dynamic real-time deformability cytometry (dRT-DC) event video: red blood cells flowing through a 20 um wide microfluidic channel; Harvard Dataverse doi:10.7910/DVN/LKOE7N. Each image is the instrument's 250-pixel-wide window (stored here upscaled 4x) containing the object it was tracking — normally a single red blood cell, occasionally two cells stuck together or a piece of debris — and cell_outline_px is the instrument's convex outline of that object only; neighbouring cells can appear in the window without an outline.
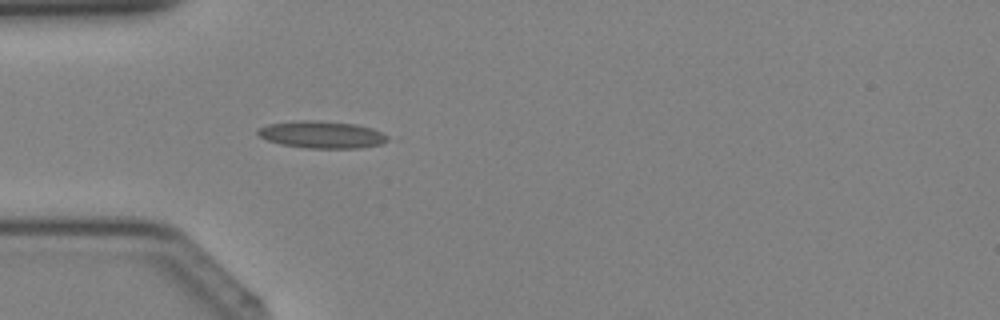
{"species": "Egyptian fruit bat (a non-hibernating species)", "species_latin": "Rousettus aegyptiacus", "temperature_condition": "cold", "stored_images_in_passage": 28, "camera_frame_rate_fps": 3000, "um_per_image_px": 0.085, "animal": {"sex": "female"}, "frame": {"image": 1, "passage_image": 1, "time_ms": 0.0, "image_size_px": [1000, 320], "cell_outline_px": [[388, 140], [380, 144], [360, 148], [308, 148], [284, 144], [268, 140], [260, 136], [256, 132], [256, 128], [268, 124], [296, 120], [316, 120], [356, 124], [372, 128], [388, 136]], "centroid_in_image_um": [27.34, 11.43], "position_along_channel_um": 57.7, "area_um2": 20.46}}
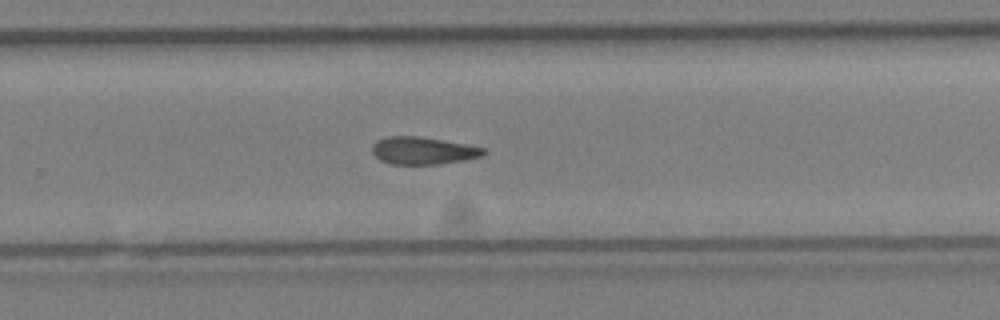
{"frame": {"image": 2, "passage_image": 15, "time_ms": 4.667, "image_size_px": [1000, 320], "cell_outline_px": [[488, 152], [480, 156], [464, 160], [436, 164], [388, 164], [380, 160], [372, 152], [372, 144], [376, 140], [384, 136], [420, 136], [444, 140], [484, 148]], "centroid_in_image_um": [35.9, 12.79], "position_along_channel_um": 293.9, "area_um2": 17.86}}
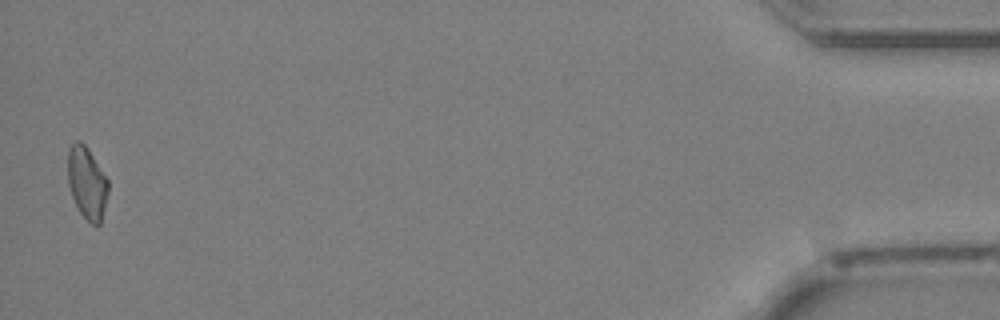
{"frame": {"image": 3, "passage_image": 28, "time_ms": 9.0, "image_size_px": [1000, 320], "cell_outline_px": [[108, 192], [100, 224], [92, 224], [80, 212], [72, 196], [68, 184], [68, 148], [76, 140], [80, 140], [88, 148], [108, 180]], "centroid_in_image_um": [7.38, 15.5], "position_along_channel_um": 427.8, "area_um2": 16.76}}